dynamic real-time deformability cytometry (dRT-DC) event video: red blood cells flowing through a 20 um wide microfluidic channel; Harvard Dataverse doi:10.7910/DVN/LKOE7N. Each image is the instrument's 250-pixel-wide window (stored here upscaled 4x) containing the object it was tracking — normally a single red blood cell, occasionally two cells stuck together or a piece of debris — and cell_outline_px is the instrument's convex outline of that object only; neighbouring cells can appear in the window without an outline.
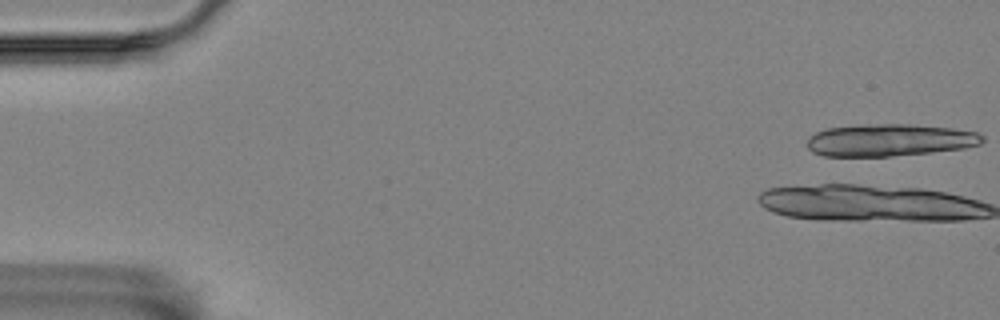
{"species": "Egyptian fruit bat (a non-hibernating species)", "species_latin": "Rousettus aegyptiacus", "temperature_condition": "room temperature", "stored_images_in_passage": 42, "camera_frame_rate_fps": 3000, "um_per_image_px": 0.085, "animal": {"sex": "female"}, "frame": {"image": 1, "passage_image": 1, "time_ms": 0.0, "image_size_px": [1000, 320], "cell_outline_px": [[984, 140], [980, 144], [964, 148], [932, 152], [892, 156], [824, 156], [812, 152], [808, 148], [808, 136], [816, 132], [828, 128], [860, 124], [908, 124], [952, 128], [976, 132], [984, 136]], "centroid_in_image_um": [75.61, 11.9], "position_along_channel_um": 9.4, "area_um2": 33.0}}